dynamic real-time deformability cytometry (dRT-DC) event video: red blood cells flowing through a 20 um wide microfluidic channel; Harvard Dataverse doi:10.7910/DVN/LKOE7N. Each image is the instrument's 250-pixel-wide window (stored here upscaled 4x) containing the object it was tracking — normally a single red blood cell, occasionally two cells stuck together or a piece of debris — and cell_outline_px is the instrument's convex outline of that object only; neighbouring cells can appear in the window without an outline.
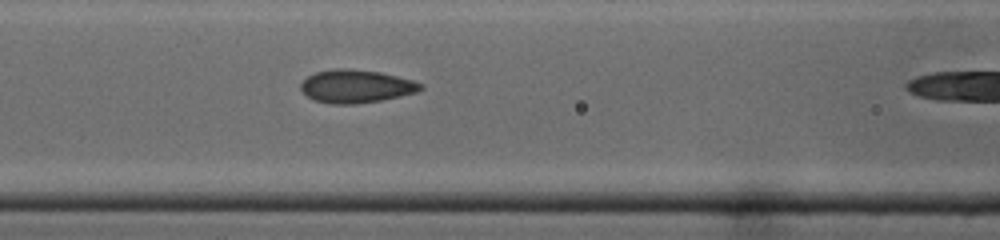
{"species": "common noctule bat (a hibernating species)", "species_latin": "Nyctalus noctula", "temperature_condition": "cold", "stored_images_in_passage": 11, "camera_frame_rate_fps": 3000, "um_per_image_px": 0.085, "animal": {"sex": "male", "body_mass_g": 19.0, "forearm_length_mm": 50.8}, "frame": {"image": 1, "passage_image": 10, "time_ms": 3.0, "image_size_px": [1000, 240], "cell_outline_px": [[424, 88], [416, 92], [400, 96], [380, 100], [356, 104], [328, 104], [316, 100], [308, 96], [300, 88], [300, 84], [308, 76], [316, 72], [332, 68], [344, 68], [380, 72], [412, 80], [424, 84]], "centroid_in_image_um": [30.27, 7.33], "position_along_channel_um": 136.3, "area_um2": 23.0}}